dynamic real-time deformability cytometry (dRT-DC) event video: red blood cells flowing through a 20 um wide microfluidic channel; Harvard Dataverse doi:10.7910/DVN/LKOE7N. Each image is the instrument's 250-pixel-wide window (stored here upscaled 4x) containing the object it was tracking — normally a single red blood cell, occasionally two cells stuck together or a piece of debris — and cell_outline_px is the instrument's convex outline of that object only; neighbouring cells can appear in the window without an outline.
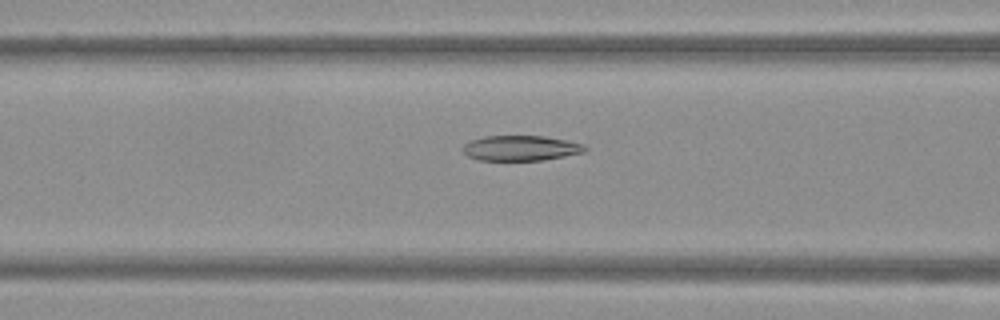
{"species": "Egyptian fruit bat (a non-hibernating species)", "species_latin": "Rousettus aegyptiacus", "temperature_condition": "warm", "stored_images_in_passage": 32, "camera_frame_rate_fps": 3000, "um_per_image_px": 0.085, "frame": {"image": 1, "passage_image": 6, "time_ms": 1.667, "image_size_px": [1000, 320], "cell_outline_px": [[588, 148], [584, 152], [544, 160], [476, 160], [468, 156], [460, 148], [464, 144], [472, 140], [484, 136], [544, 136], [568, 140], [584, 144]], "centroid_in_image_um": [44.26, 12.59], "position_along_channel_um": 122.3, "area_um2": 18.03}}
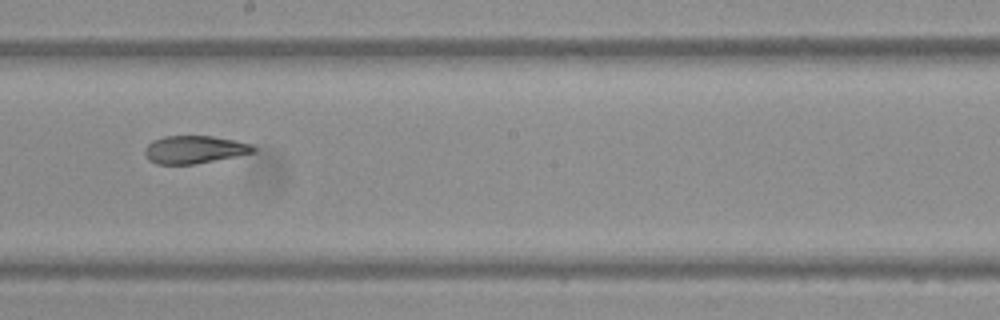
{"frame": {"image": 2, "passage_image": 14, "time_ms": 4.333, "image_size_px": [1000, 320], "cell_outline_px": [[256, 152], [196, 164], [156, 164], [148, 160], [144, 152], [144, 148], [152, 140], [164, 136], [212, 136], [252, 144], [256, 148]], "centroid_in_image_um": [16.5, 12.71], "position_along_channel_um": 231.7, "area_um2": 17.63}}
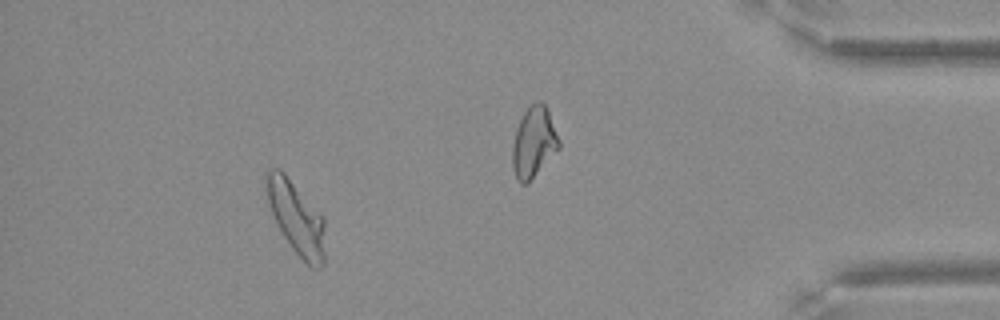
{"frame": {"image": 3, "passage_image": 27, "time_ms": 8.667, "image_size_px": [1000, 320], "cell_outline_px": [[324, 264], [320, 268], [312, 268], [292, 248], [276, 224], [268, 204], [264, 188], [264, 172], [268, 168], [280, 168], [284, 172], [324, 216]], "centroid_in_image_um": [25.14, 18.44], "position_along_channel_um": 410.1, "area_um2": 25.32}}